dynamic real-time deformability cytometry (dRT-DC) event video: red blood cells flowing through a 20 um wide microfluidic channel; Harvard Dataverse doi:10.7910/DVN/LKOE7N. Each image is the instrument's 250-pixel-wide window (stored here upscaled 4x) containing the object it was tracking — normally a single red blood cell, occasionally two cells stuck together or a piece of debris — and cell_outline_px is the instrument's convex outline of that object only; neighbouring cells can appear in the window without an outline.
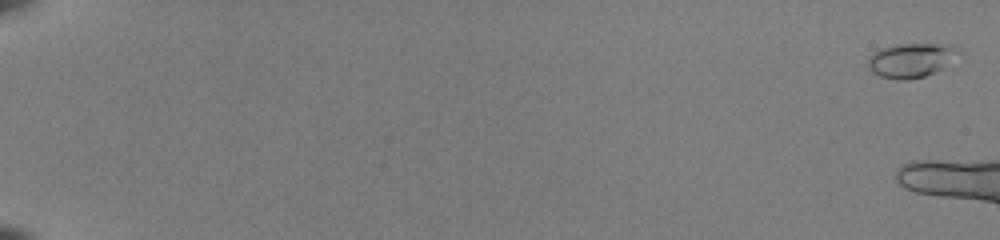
{"species": "common noctule bat (a hibernating species)", "species_latin": "Nyctalus noctula", "temperature_condition": "room temperature", "stored_images_in_passage": 9, "camera_frame_rate_fps": 3000, "um_per_image_px": 0.085, "animal": {"sex": "female", "body_mass_g": 22.0, "forearm_length_mm": 56.7}, "frame": {"image": 1, "passage_image": 2, "time_ms": 0.333, "image_size_px": [1000, 240], "cell_outline_px": [[960, 52], [944, 68], [936, 72], [924, 76], [908, 80], [896, 80], [880, 76], [872, 72], [868, 64], [868, 60], [880, 48], [896, 44], [952, 44]], "centroid_in_image_um": [77.47, 5.12], "position_along_channel_um": 7.5, "area_um2": 18.03}}